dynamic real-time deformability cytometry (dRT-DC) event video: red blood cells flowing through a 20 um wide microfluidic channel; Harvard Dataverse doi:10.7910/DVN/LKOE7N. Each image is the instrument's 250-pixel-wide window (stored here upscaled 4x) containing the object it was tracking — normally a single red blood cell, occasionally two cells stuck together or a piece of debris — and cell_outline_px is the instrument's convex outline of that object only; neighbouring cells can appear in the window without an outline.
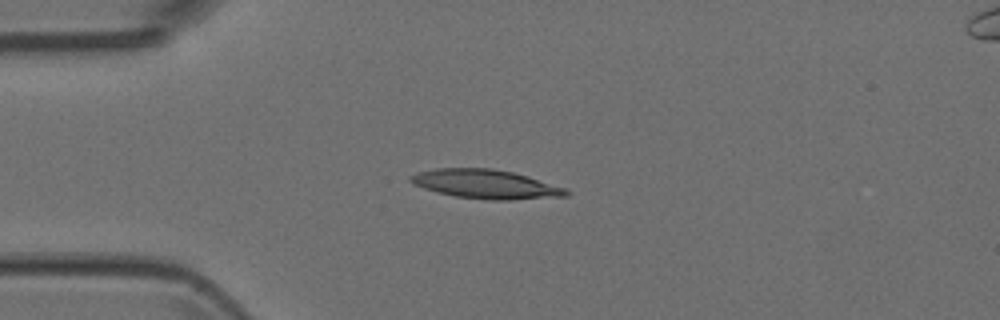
{"species": "Egyptian fruit bat (a non-hibernating species)", "species_latin": "Rousettus aegyptiacus", "temperature_condition": "room temperature", "stored_images_in_passage": 4, "camera_frame_rate_fps": 3000, "um_per_image_px": 0.085, "animal": {"sex": "female"}, "frame": {"image": 1, "passage_image": 2, "time_ms": 0.333, "image_size_px": [1000, 320], "cell_outline_px": [[572, 192], [568, 196], [512, 200], [488, 200], [456, 196], [436, 192], [412, 184], [408, 180], [408, 176], [416, 172], [436, 168], [492, 168], [512, 172], [528, 176], [568, 188]], "centroid_in_image_um": [41.31, 15.65], "position_along_channel_um": 43.7, "area_um2": 26.7}}
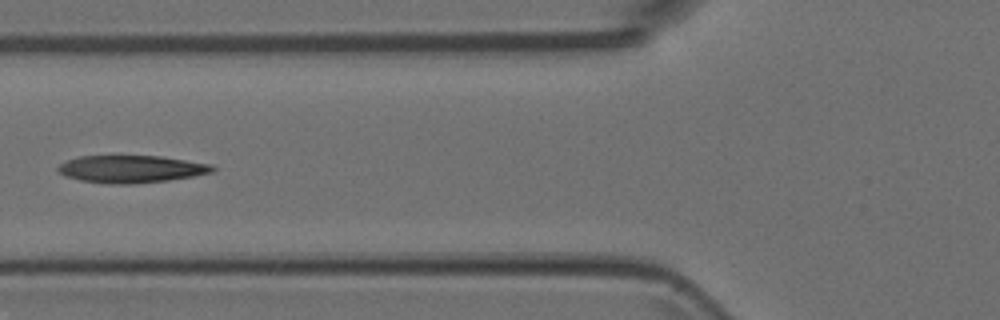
{"frame": {"image": 2, "passage_image": 4, "time_ms": 1.0, "image_size_px": [1000, 320], "cell_outline_px": [[216, 168], [212, 172], [192, 176], [168, 180], [132, 184], [108, 184], [80, 180], [64, 176], [56, 168], [60, 164], [68, 160], [80, 156], [160, 156], [212, 164]], "centroid_in_image_um": [11.14, 14.37], "position_along_channel_um": 114.7, "area_um2": 24.57}}